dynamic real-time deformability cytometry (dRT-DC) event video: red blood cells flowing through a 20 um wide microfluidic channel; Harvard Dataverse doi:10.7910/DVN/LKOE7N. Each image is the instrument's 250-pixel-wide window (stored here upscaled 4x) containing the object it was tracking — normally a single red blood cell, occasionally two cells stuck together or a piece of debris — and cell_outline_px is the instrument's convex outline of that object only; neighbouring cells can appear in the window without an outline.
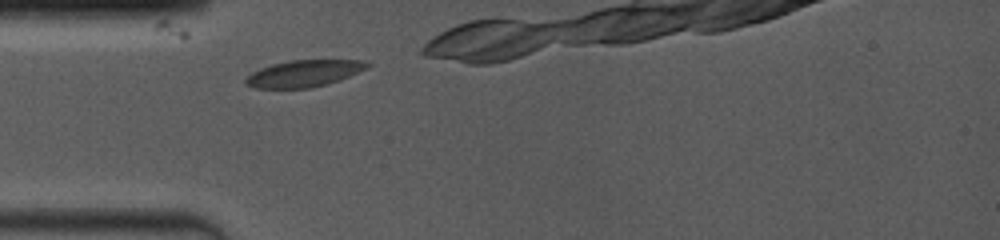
{"species": "common noctule bat (a hibernating species)", "species_latin": "Nyctalus noctula", "temperature_condition": "room temperature", "stored_images_in_passage": 42, "camera_frame_rate_fps": 4000, "um_per_image_px": 0.085, "animal": {"sex": "female", "body_mass_g": 19.0, "forearm_length_mm": 53.3}, "frame": {"image": 1, "passage_image": 3, "time_ms": 0.25, "image_size_px": [1000, 240], "cell_outline_px": [[372, 64], [368, 68], [348, 76], [324, 84], [308, 88], [252, 88], [244, 84], [244, 80], [252, 72], [260, 68], [272, 64], [288, 60], [364, 60]], "centroid_in_image_um": [25.79, 6.23], "position_along_channel_um": 59.2, "area_um2": 18.84}}
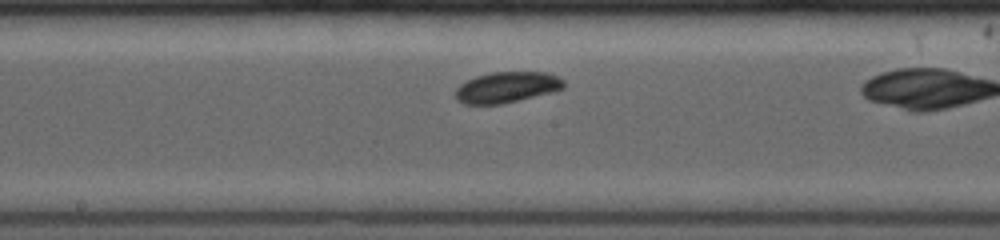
{"frame": {"image": 2, "passage_image": 22, "time_ms": 4.0, "image_size_px": [1000, 240], "cell_outline_px": [[564, 88], [500, 104], [464, 104], [456, 100], [456, 88], [460, 84], [476, 76], [492, 72], [548, 72], [560, 76], [564, 80]], "centroid_in_image_um": [43.07, 7.4], "position_along_channel_um": 205.1, "area_um2": 19.25}}
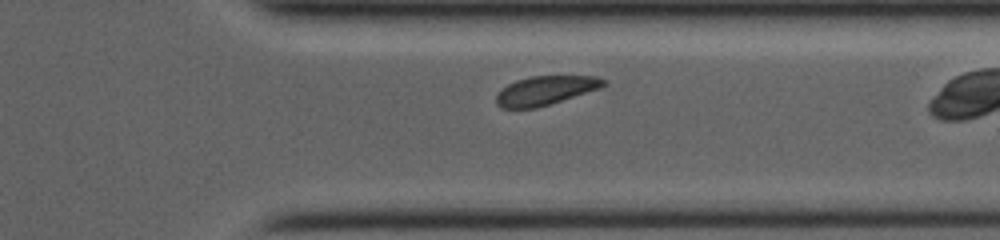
{"frame": {"image": 3, "passage_image": 40, "time_ms": 8.0, "image_size_px": [1000, 240], "cell_outline_px": [[608, 84], [600, 88], [536, 108], [500, 108], [496, 104], [496, 92], [508, 84], [516, 80], [532, 76], [596, 76], [608, 80]], "centroid_in_image_um": [46.35, 7.68], "position_along_channel_um": 365.0, "area_um2": 18.15}}